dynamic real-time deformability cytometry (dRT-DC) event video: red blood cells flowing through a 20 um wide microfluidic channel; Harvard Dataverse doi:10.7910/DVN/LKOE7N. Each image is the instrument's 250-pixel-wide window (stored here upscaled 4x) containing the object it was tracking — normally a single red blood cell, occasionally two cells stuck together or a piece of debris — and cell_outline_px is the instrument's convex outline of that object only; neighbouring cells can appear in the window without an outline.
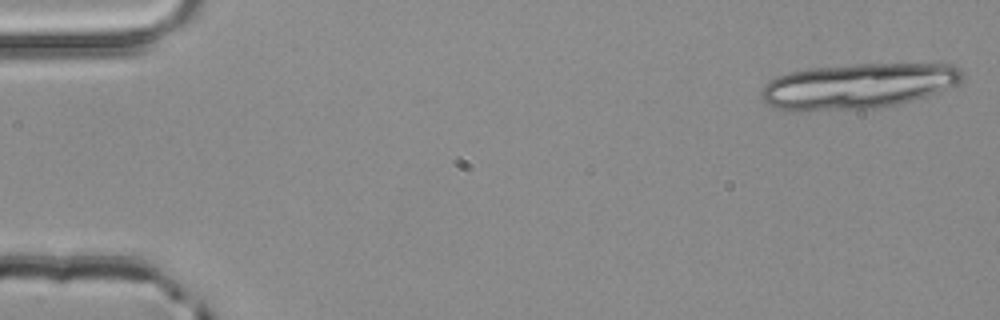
{"species": "common noctule bat (a hibernating species)", "species_latin": "Nyctalus noctula", "temperature_condition": "room temperature", "stored_images_in_passage": 4, "camera_frame_rate_fps": 3000, "um_per_image_px": 0.085, "animal": {"sex": "male", "body_mass_g": 20.4}, "frame": {"image": 1, "passage_image": 1, "time_ms": 0.0, "image_size_px": [1000, 320], "cell_outline_px": [[964, 80], [956, 84], [936, 92], [912, 100], [896, 104], [872, 108], [776, 108], [760, 100], [760, 92], [764, 84], [780, 76], [792, 72], [808, 68], [856, 64], [952, 64], [960, 68], [964, 72]], "centroid_in_image_um": [72.99, 7.26], "position_along_channel_um": 12.0, "area_um2": 51.79}}